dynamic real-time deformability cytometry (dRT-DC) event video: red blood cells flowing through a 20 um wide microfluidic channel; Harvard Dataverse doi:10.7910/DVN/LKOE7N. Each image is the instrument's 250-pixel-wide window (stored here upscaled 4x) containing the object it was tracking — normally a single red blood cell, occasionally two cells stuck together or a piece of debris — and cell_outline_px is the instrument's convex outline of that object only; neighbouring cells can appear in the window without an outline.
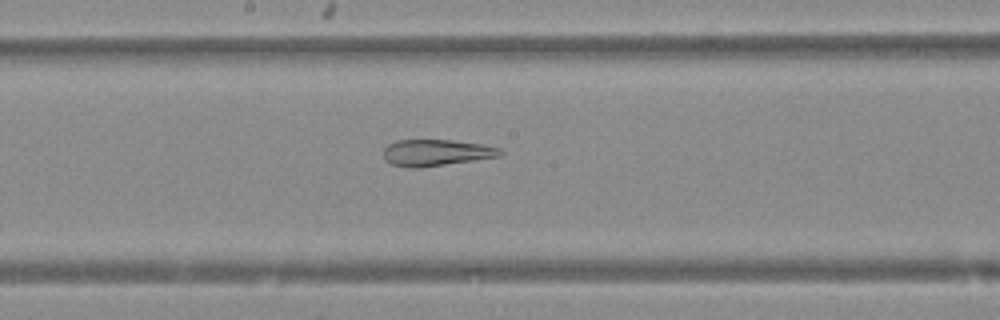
{"species": "Egyptian fruit bat (a non-hibernating species)", "species_latin": "Rousettus aegyptiacus", "temperature_condition": "warm", "stored_images_in_passage": 40, "camera_frame_rate_fps": 3000, "um_per_image_px": 0.085, "animal": {"sex": "female"}, "frame": {"image": 1, "passage_image": 16, "time_ms": 5.0, "image_size_px": [1000, 320], "cell_outline_px": [[504, 152], [500, 156], [420, 168], [412, 168], [392, 164], [384, 160], [384, 148], [388, 144], [396, 140], [452, 140], [480, 144], [500, 148]], "centroid_in_image_um": [37.05, 12.97], "position_along_channel_um": 211.1, "area_um2": 17.92}}
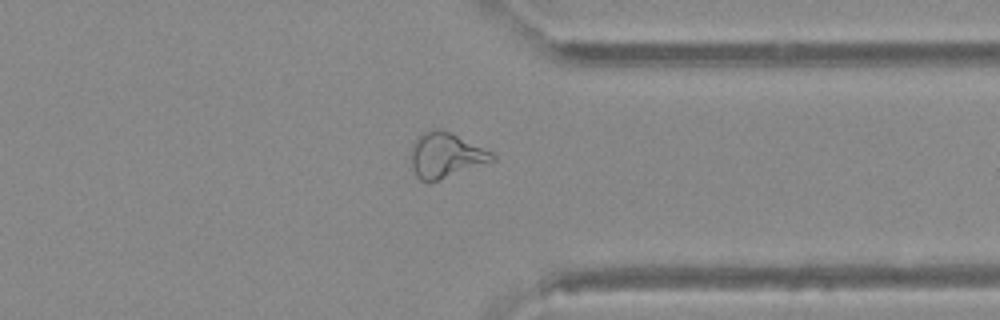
{"frame": {"image": 2, "passage_image": 28, "time_ms": 9.0, "image_size_px": [1000, 320], "cell_outline_px": [[496, 160], [436, 180], [420, 180], [416, 176], [412, 168], [412, 144], [416, 136], [424, 132], [436, 128], [448, 132], [492, 152], [496, 156]], "centroid_in_image_um": [37.87, 13.18], "position_along_channel_um": 373.5, "area_um2": 20.69}}
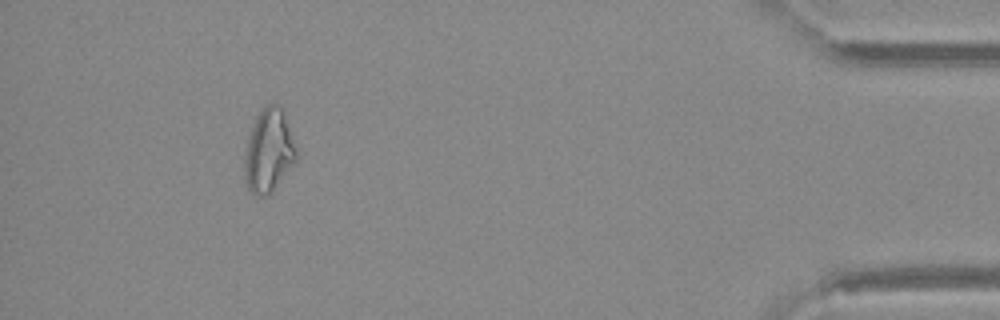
{"frame": {"image": 3, "passage_image": 35, "time_ms": 11.333, "image_size_px": [1000, 320], "cell_outline_px": [[296, 160], [272, 188], [264, 196], [260, 196], [252, 192], [248, 188], [244, 172], [244, 160], [248, 136], [256, 116], [264, 104], [280, 104], [284, 108], [296, 152]], "centroid_in_image_um": [22.82, 12.72], "position_along_channel_um": 412.4, "area_um2": 24.57}}